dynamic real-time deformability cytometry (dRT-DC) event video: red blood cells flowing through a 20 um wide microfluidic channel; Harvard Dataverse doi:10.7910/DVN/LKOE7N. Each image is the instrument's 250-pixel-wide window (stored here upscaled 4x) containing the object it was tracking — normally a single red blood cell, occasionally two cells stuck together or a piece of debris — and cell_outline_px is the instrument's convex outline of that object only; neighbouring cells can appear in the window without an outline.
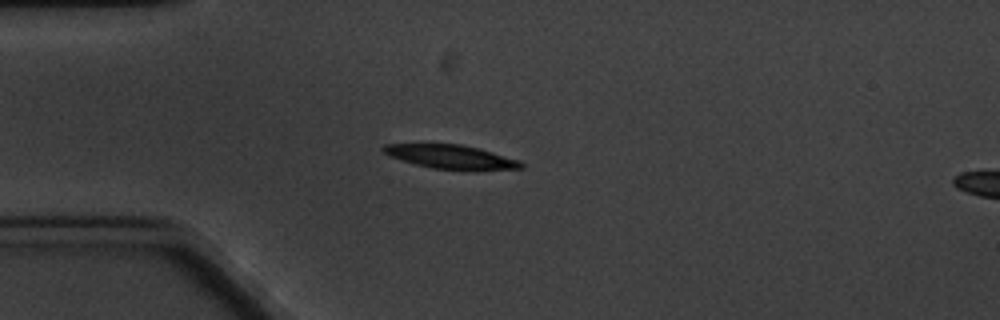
{"species": "common noctule bat (a hibernating species)", "species_latin": "Nyctalus noctula", "temperature_condition": "cold", "stored_images_in_passage": 4, "camera_frame_rate_fps": 3000, "um_per_image_px": 0.085, "animal": {"sex": "male", "body_mass_g": 20.1, "forearm_length_mm": 53.5}, "frame": {"image": 1, "passage_image": 4, "time_ms": 3.333, "image_size_px": [1000, 320], "cell_outline_px": [[524, 168], [432, 168], [416, 164], [388, 156], [380, 148], [384, 144], [460, 144], [480, 148], [520, 160], [524, 164]], "centroid_in_image_um": [38.26, 13.28], "position_along_channel_um": 46.7, "area_um2": 18.44}}